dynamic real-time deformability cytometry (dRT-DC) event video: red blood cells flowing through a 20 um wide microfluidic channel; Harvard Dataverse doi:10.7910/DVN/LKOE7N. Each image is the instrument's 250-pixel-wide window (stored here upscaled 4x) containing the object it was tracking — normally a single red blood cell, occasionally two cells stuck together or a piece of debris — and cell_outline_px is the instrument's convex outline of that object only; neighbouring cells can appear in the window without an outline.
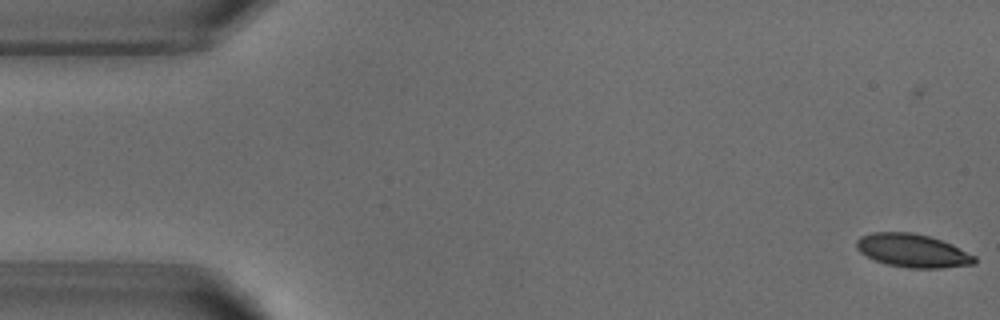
{"species": "common noctule bat (a hibernating species)", "species_latin": "Nyctalus noctula", "temperature_condition": "warm", "stored_images_in_passage": 55, "camera_frame_rate_fps": 3000, "um_per_image_px": 0.085, "animal": {"sex": "male", "body_mass_g": 18.8}, "frame": {"image": 1, "passage_image": 3, "time_ms": 0.667, "image_size_px": [1000, 320], "cell_outline_px": [[976, 264], [940, 268], [908, 268], [884, 264], [860, 252], [856, 248], [856, 240], [860, 236], [872, 232], [912, 232], [928, 236], [952, 244], [976, 256]], "centroid_in_image_um": [77.57, 21.3], "position_along_channel_um": 7.4, "area_um2": 23.0}}
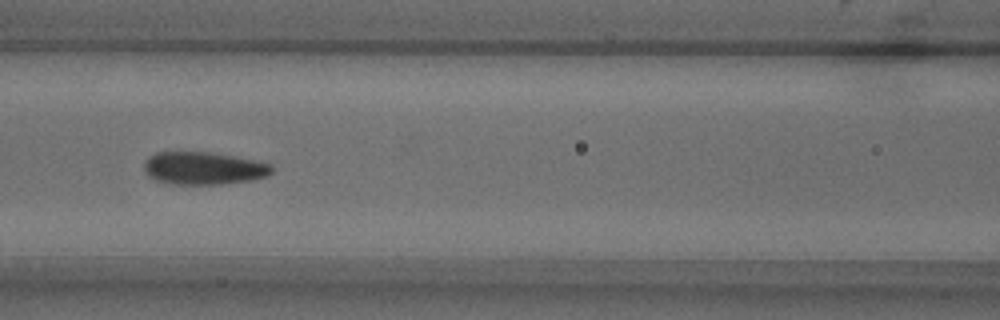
{"frame": {"image": 2, "passage_image": 24, "time_ms": 7.667, "image_size_px": [1000, 320], "cell_outline_px": [[272, 172], [268, 176], [252, 180], [220, 184], [168, 184], [156, 180], [148, 176], [144, 168], [144, 164], [148, 156], [156, 152], [208, 152], [232, 156], [272, 164]], "centroid_in_image_um": [17.28, 14.31], "position_along_channel_um": 149.3, "area_um2": 24.28}}
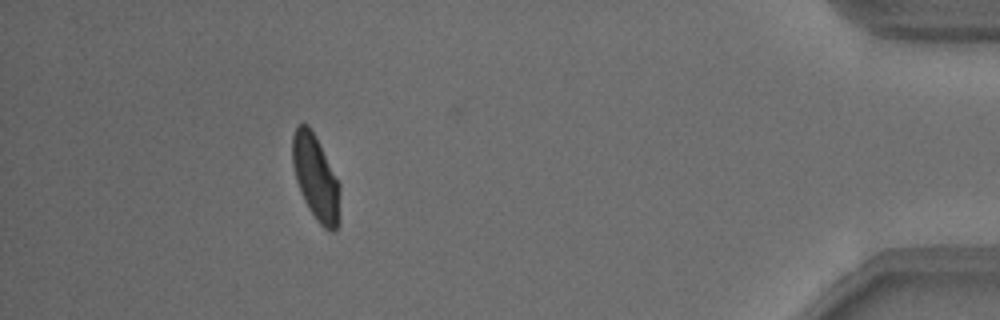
{"frame": {"image": 3, "passage_image": 49, "time_ms": 16.0, "image_size_px": [1000, 320], "cell_outline_px": [[340, 224], [332, 232], [324, 228], [316, 220], [308, 208], [304, 200], [296, 180], [292, 164], [292, 136], [296, 128], [300, 124], [308, 124], [316, 136], [340, 184]], "centroid_in_image_um": [26.86, 15.13], "position_along_channel_um": 408.3, "area_um2": 23.76}, "authors_computed_cell_mechanics": {"area_um2": 23.987, "velocity_mm_per_s": 3.8317, "shape_relaxation_time_tau1_ms": 4.8076, "shape_relaxation_time_tau2_ms": 0.9057, "deformation_change_tau1": 0.1458, "deformation_change_tau2": 0.0609}}